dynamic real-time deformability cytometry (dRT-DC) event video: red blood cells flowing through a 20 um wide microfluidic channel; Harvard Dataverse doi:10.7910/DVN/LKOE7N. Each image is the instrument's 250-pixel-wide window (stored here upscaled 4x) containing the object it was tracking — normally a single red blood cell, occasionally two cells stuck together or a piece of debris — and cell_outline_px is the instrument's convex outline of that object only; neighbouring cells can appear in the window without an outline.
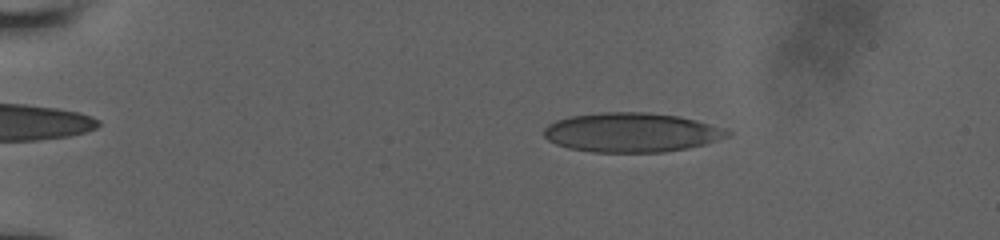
{"species": "human", "species_latin": "Homo sapiens", "temperature_condition": "room temperature", "stored_images_in_passage": 44, "camera_frame_rate_fps": 3000, "um_per_image_px": 0.085, "donor": {"sex": "male"}, "frame": {"image": 1, "passage_image": 13, "time_ms": 3.333, "image_size_px": [1000, 240], "cell_outline_px": [[732, 132], [728, 136], [704, 144], [664, 152], [592, 152], [568, 148], [556, 144], [548, 140], [544, 136], [544, 128], [548, 124], [556, 120], [572, 116], [604, 112], [648, 112], [680, 116], [696, 120], [724, 128]], "centroid_in_image_um": [53.66, 11.25], "position_along_channel_um": 31.3, "area_um2": 41.96}}
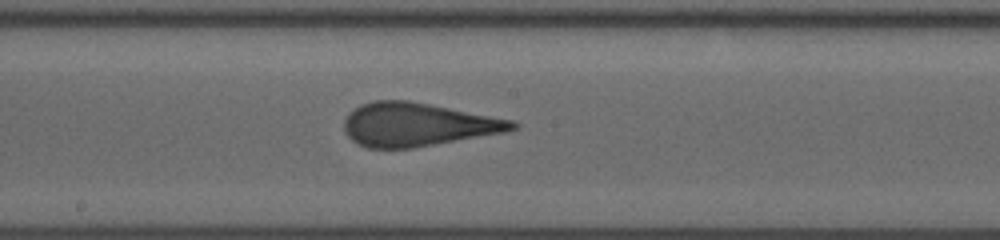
{"frame": {"image": 2, "passage_image": 32, "time_ms": 10.0, "image_size_px": [1000, 240], "cell_outline_px": [[520, 124], [516, 128], [504, 132], [412, 148], [368, 148], [352, 140], [344, 132], [344, 120], [360, 104], [372, 100], [408, 100], [512, 120]], "centroid_in_image_um": [35.45, 10.58], "position_along_channel_um": 212.7, "area_um2": 42.02}}
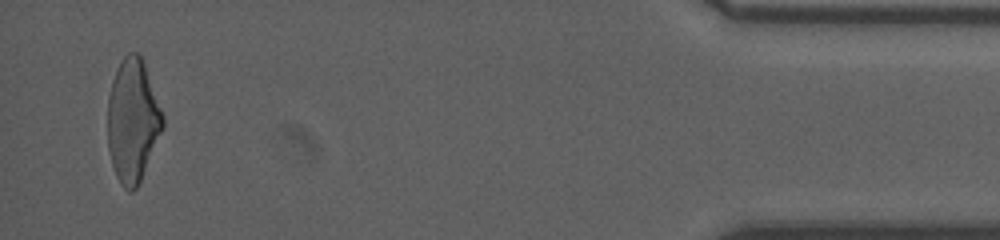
{"frame": {"image": 3, "passage_image": 44, "time_ms": 17.0, "image_size_px": [1000, 240], "cell_outline_px": [[164, 128], [140, 180], [136, 188], [132, 192], [128, 192], [120, 184], [116, 176], [112, 164], [108, 148], [108, 96], [112, 80], [116, 68], [120, 60], [128, 52], [140, 52], [164, 116]], "centroid_in_image_um": [11.27, 10.23], "position_along_channel_um": 423.9, "area_um2": 39.71}}